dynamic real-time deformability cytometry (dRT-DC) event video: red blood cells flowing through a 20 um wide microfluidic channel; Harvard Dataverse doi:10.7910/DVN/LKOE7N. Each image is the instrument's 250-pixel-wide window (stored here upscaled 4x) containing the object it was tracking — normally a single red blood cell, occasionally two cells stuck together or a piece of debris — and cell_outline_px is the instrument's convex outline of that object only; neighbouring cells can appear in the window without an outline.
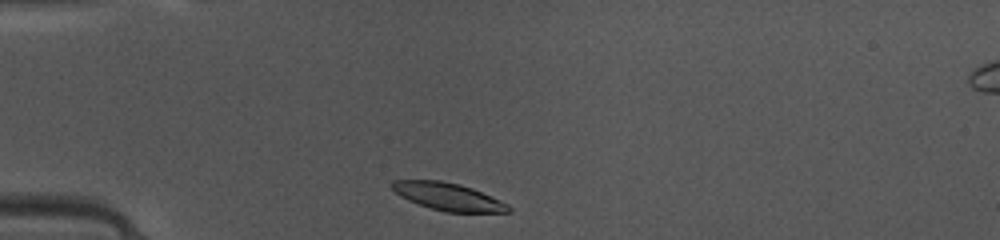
{"species": "common noctule bat (a hibernating species)", "species_latin": "Nyctalus noctula", "temperature_condition": "warm", "stored_images_in_passage": 36, "camera_frame_rate_fps": 3000, "um_per_image_px": 0.085, "animal": {"sex": "female", "body_mass_g": 10.0, "forearm_length_mm": 53.1}, "frame": {"image": 1, "passage_image": 1, "time_ms": 0.0, "image_size_px": [1000, 240], "cell_outline_px": [[512, 212], [444, 212], [408, 200], [400, 196], [392, 188], [392, 180], [440, 180], [460, 184], [472, 188], [508, 204], [512, 208]], "centroid_in_image_um": [38.11, 16.71], "position_along_channel_um": 46.9, "area_um2": 18.5}}
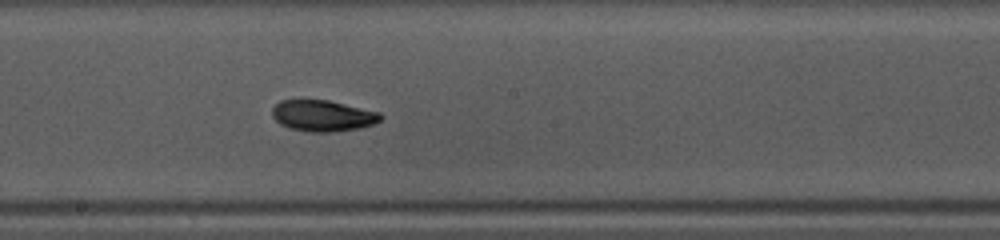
{"frame": {"image": 2, "passage_image": 15, "time_ms": 4.667, "image_size_px": [1000, 240], "cell_outline_px": [[384, 116], [380, 120], [372, 124], [360, 128], [332, 132], [308, 132], [288, 128], [280, 124], [272, 116], [272, 108], [280, 100], [328, 100], [380, 112]], "centroid_in_image_um": [27.43, 9.84], "position_along_channel_um": 220.8, "area_um2": 19.77}}
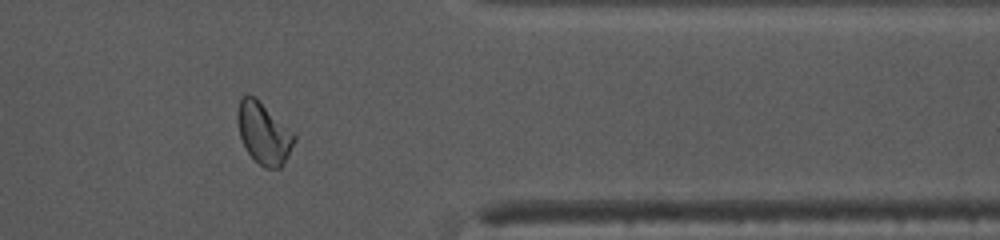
{"frame": {"image": 3, "passage_image": 28, "time_ms": 9.0, "image_size_px": [1000, 240], "cell_outline_px": [[296, 140], [288, 156], [280, 168], [264, 168], [248, 152], [240, 136], [236, 120], [236, 112], [240, 100], [244, 96], [252, 96], [292, 132], [296, 136]], "centroid_in_image_um": [22.4, 11.37], "position_along_channel_um": 389.0, "area_um2": 19.59}, "authors_computed_cell_mechanics": {"area_um2": 19.6809, "velocity_mm_per_s": 4.1352, "shape_relaxation_time_tau1_ms": 4.1732, "shape_relaxation_time_tau2_ms": 4.4462, "deformation_change_tau1": 0.1528, "deformation_change_tau2": 0.0764}}